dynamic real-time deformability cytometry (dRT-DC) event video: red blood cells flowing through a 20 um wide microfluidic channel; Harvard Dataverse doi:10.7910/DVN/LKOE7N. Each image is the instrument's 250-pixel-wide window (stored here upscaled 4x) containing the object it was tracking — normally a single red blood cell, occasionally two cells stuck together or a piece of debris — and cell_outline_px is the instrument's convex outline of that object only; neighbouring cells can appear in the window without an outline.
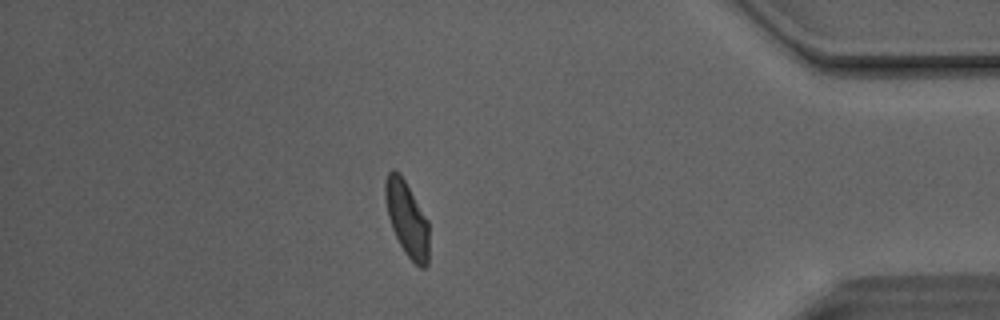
{"species": "Egyptian fruit bat (a non-hibernating species)", "species_latin": "Rousettus aegyptiacus", "temperature_condition": "room temperature", "stored_images_in_passage": 50, "camera_frame_rate_fps": 3000, "um_per_image_px": 0.085, "animal": {"sex": "male"}, "frame": {"image": 1, "passage_image": 43, "time_ms": 14.0, "image_size_px": [1000, 320], "cell_outline_px": [[428, 264], [424, 268], [420, 268], [404, 252], [392, 228], [388, 216], [384, 196], [384, 180], [388, 172], [392, 168], [396, 168], [400, 172], [428, 220]], "centroid_in_image_um": [34.57, 18.54], "position_along_channel_um": 400.6, "area_um2": 19.25}, "authors_computed_cell_mechanics": {"area_um2": 20.0277, "velocity_mm_per_s": 4.099, "shape_relaxation_time_tau1_ms": 5.5784, "shape_relaxation_time_tau2_ms": 1.8566, "deformation_change_tau1": 0.1587, "deformation_change_tau2": 0.0784}}